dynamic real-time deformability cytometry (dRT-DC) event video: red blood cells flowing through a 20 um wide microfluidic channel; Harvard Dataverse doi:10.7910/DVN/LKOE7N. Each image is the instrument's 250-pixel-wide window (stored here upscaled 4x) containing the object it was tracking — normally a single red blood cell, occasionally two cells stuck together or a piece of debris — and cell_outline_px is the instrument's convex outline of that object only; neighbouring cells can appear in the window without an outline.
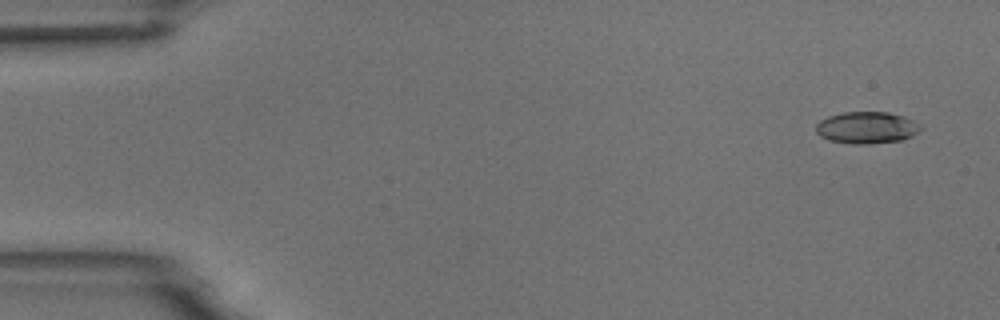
{"species": "common noctule bat (a hibernating species)", "species_latin": "Nyctalus noctula", "temperature_condition": "room temperature", "stored_images_in_passage": 9, "camera_frame_rate_fps": 3000, "um_per_image_px": 0.085, "animal": {"sex": "male", "body_mass_g": 18.8}, "frame": {"image": 1, "passage_image": 1, "time_ms": 0.0, "image_size_px": [1000, 320], "cell_outline_px": [[924, 128], [912, 136], [904, 140], [868, 144], [852, 144], [828, 140], [820, 136], [816, 132], [816, 124], [820, 120], [828, 116], [844, 112], [888, 112], [904, 116], [924, 124]], "centroid_in_image_um": [73.73, 10.85], "position_along_channel_um": 11.3, "area_um2": 19.83}}